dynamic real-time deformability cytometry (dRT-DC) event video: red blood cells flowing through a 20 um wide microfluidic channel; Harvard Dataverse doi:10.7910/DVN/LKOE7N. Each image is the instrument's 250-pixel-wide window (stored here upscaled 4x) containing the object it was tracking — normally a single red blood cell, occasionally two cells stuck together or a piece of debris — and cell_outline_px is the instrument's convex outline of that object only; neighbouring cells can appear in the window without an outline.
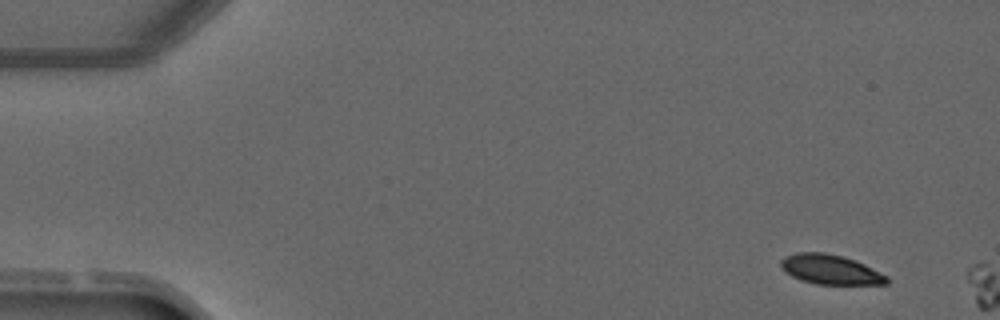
{"species": "common noctule bat (a hibernating species)", "species_latin": "Nyctalus noctula", "temperature_condition": "warm", "stored_images_in_passage": 3, "camera_frame_rate_fps": 3000, "um_per_image_px": 0.085, "animal": {"sex": "male", "forearm_length_mm": 52.5}, "frame": {"image": 1, "passage_image": 1, "time_ms": 0.0, "image_size_px": [1000, 320], "cell_outline_px": [[888, 284], [816, 284], [800, 280], [784, 272], [780, 264], [780, 260], [784, 256], [796, 252], [824, 252], [856, 260], [888, 276]], "centroid_in_image_um": [70.55, 22.9], "position_along_channel_um": 14.4, "area_um2": 18.38}}